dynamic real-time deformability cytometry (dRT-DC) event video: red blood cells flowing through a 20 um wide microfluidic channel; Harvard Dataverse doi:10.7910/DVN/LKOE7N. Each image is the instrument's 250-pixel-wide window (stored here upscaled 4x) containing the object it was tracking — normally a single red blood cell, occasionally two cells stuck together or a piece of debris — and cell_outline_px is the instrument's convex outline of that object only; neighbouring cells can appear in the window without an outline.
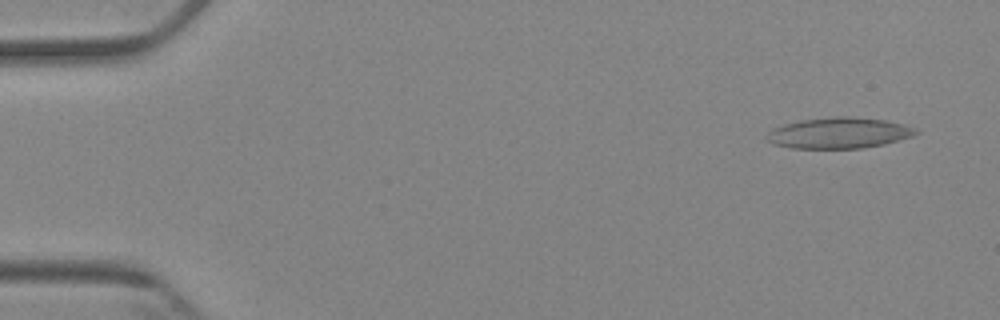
{"species": "Egyptian fruit bat (a non-hibernating species)", "species_latin": "Rousettus aegyptiacus", "temperature_condition": "cold", "stored_images_in_passage": 5, "camera_frame_rate_fps": 3000, "um_per_image_px": 0.085, "animal": {"sex": "female"}, "frame": {"image": 1, "passage_image": 1, "time_ms": 0.0, "image_size_px": [1000, 320], "cell_outline_px": [[920, 132], [912, 136], [884, 144], [864, 148], [792, 148], [772, 144], [764, 140], [764, 136], [772, 128], [784, 124], [800, 120], [832, 116], [848, 116], [888, 120], [904, 124], [916, 128]], "centroid_in_image_um": [71.28, 11.29], "position_along_channel_um": 13.7, "area_um2": 27.22}}
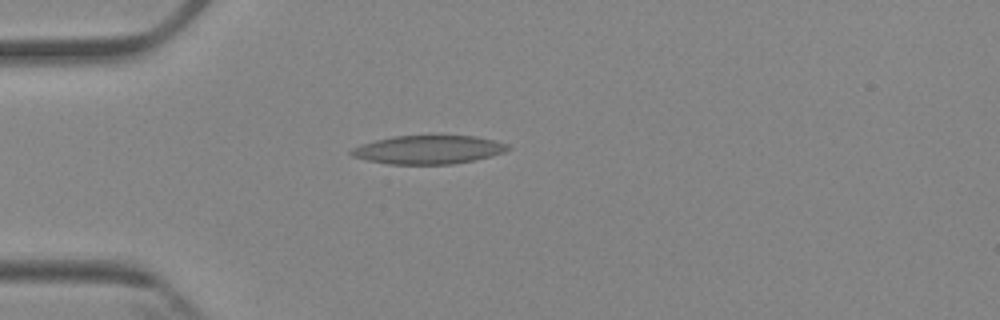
{"frame": {"image": 2, "passage_image": 4, "time_ms": 3.667, "image_size_px": [1000, 320], "cell_outline_px": [[512, 148], [504, 152], [492, 156], [476, 160], [452, 164], [388, 164], [368, 160], [352, 156], [348, 152], [352, 148], [360, 144], [392, 136], [476, 136], [496, 140], [508, 144]], "centroid_in_image_um": [36.44, 12.72], "position_along_channel_um": 48.6, "area_um2": 26.18}}